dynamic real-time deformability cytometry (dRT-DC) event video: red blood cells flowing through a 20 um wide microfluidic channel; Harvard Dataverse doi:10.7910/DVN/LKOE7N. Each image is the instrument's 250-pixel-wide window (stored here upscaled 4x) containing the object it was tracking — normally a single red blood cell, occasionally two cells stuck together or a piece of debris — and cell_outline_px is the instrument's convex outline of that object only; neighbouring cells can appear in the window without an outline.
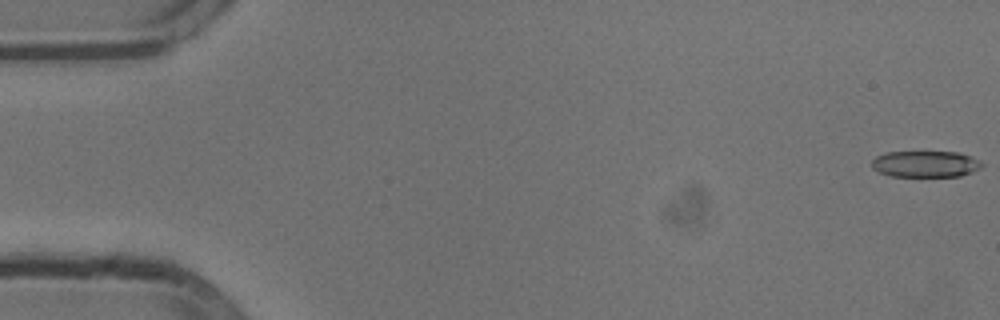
{"species": "common noctule bat (a hibernating species)", "species_latin": "Nyctalus noctula", "temperature_condition": "cold", "stored_images_in_passage": 10, "camera_frame_rate_fps": 3000, "um_per_image_px": 0.085, "animal": {"sex": "male", "body_mass_g": 13.3}, "frame": {"image": 1, "passage_image": 1, "time_ms": 0.0, "image_size_px": [1000, 320], "cell_outline_px": [[984, 164], [980, 168], [972, 172], [960, 176], [892, 176], [880, 172], [872, 168], [872, 160], [876, 156], [888, 152], [960, 152], [980, 160]], "centroid_in_image_um": [78.69, 13.93], "position_along_channel_um": 6.3, "area_um2": 16.88}}